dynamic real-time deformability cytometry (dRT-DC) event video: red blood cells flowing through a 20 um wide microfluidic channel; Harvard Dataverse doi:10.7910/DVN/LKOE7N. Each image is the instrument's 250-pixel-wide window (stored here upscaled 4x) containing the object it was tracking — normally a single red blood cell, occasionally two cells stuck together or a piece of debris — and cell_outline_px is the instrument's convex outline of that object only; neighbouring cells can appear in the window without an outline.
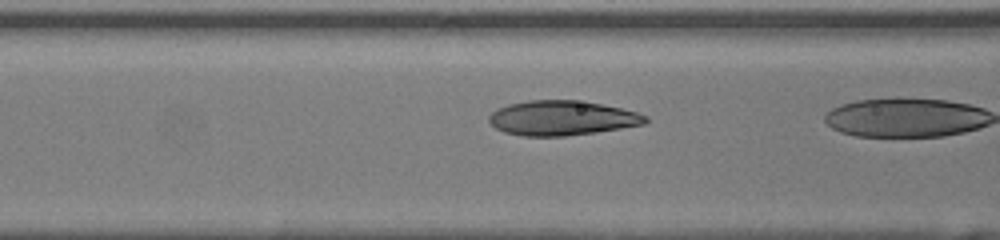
{"species": "human", "species_latin": "Homo sapiens", "temperature_condition": "room temperature", "stored_images_in_passage": 21, "segment_of_instrument_passage": [2, 2], "camera_frame_rate_fps": 3000, "um_per_image_px": 0.085, "donor": {"sex": "female"}, "frame": {"image": 1, "passage_image": 17, "time_ms": 5.333, "image_size_px": [1000, 240], "cell_outline_px": [[648, 120], [644, 124], [596, 132], [564, 136], [520, 136], [504, 132], [496, 128], [488, 120], [488, 116], [496, 108], [508, 104], [528, 100], [576, 100], [600, 104], [620, 108], [636, 112], [648, 116]], "centroid_in_image_um": [47.72, 10.03], "position_along_channel_um": 118.9, "area_um2": 31.62}}